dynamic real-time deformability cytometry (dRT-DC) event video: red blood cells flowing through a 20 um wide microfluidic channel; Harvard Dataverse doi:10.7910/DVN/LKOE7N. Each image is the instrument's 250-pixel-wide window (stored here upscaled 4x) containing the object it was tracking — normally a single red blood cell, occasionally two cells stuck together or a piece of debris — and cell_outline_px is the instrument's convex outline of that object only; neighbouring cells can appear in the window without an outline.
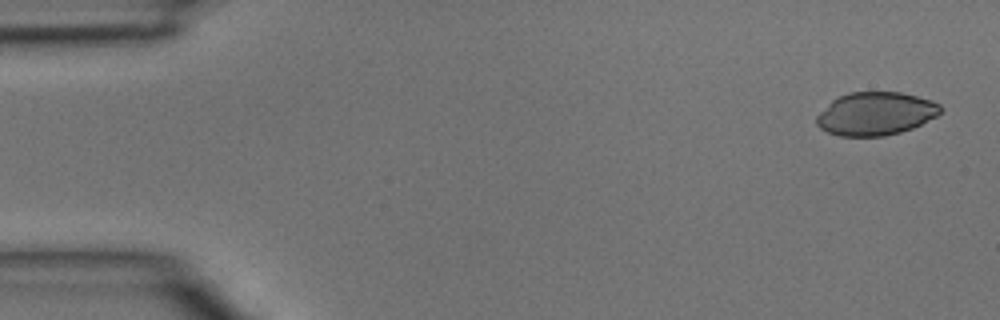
{"species": "common noctule bat (a hibernating species)", "species_latin": "Nyctalus noctula", "temperature_condition": "room temperature", "stored_images_in_passage": 3, "camera_frame_rate_fps": 3000, "um_per_image_px": 0.085, "animal": {"sex": "male", "body_mass_g": 15.6}, "frame": {"image": 1, "passage_image": 1, "time_ms": 0.0, "image_size_px": [1000, 320], "cell_outline_px": [[940, 112], [936, 116], [912, 128], [900, 132], [884, 136], [840, 136], [828, 132], [820, 128], [816, 124], [816, 116], [832, 100], [848, 92], [900, 92], [932, 100], [940, 104]], "centroid_in_image_um": [74.41, 9.66], "position_along_channel_um": 10.6, "area_um2": 30.98}}